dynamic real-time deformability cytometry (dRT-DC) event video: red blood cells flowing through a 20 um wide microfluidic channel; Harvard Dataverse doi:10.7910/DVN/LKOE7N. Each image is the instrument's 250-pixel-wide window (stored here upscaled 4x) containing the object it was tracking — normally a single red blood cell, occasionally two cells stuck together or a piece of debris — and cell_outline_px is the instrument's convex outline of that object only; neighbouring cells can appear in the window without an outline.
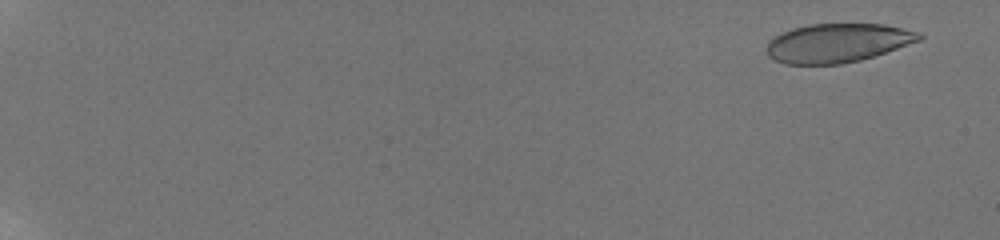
{"species": "human", "species_latin": "Homo sapiens", "temperature_condition": "room temperature", "stored_images_in_passage": 20, "camera_frame_rate_fps": 3000, "um_per_image_px": 0.085, "donor": {"sex": "male"}, "frame": {"image": 1, "passage_image": 4, "time_ms": 1.0, "image_size_px": [1000, 240], "cell_outline_px": [[924, 36], [920, 40], [860, 60], [840, 64], [784, 64], [768, 56], [768, 40], [792, 28], [808, 24], [884, 24], [920, 32]], "centroid_in_image_um": [71.18, 3.64], "position_along_channel_um": 13.8, "area_um2": 34.22}}
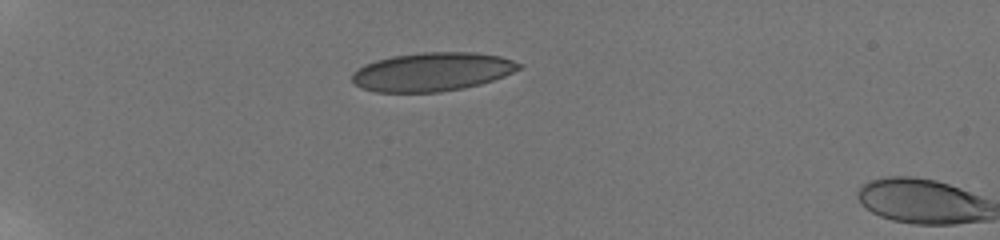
{"frame": {"image": 2, "passage_image": 19, "time_ms": 6.333, "image_size_px": [1000, 240], "cell_outline_px": [[524, 64], [520, 68], [504, 76], [480, 84], [464, 88], [440, 92], [376, 92], [360, 88], [352, 80], [352, 72], [356, 68], [364, 64], [376, 60], [392, 56], [420, 52], [476, 52], [500, 56]], "centroid_in_image_um": [36.71, 6.1], "position_along_channel_um": 48.3, "area_um2": 37.8}}